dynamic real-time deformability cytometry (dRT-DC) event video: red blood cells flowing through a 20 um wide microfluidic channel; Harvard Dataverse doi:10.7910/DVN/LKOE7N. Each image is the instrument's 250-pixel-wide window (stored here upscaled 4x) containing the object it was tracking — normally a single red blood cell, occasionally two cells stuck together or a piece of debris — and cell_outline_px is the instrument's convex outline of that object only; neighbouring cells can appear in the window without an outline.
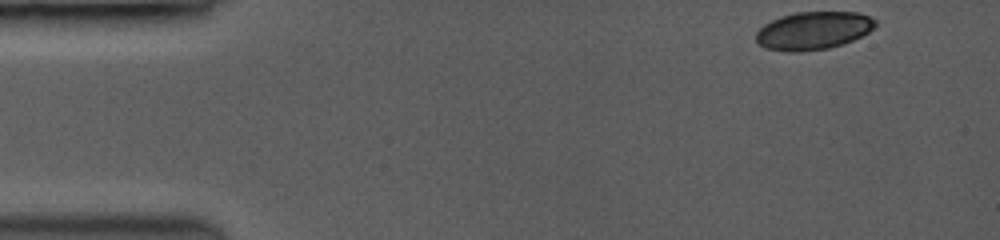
{"species": "common noctule bat (a hibernating species)", "species_latin": "Nyctalus noctula", "temperature_condition": "room temperature", "stored_images_in_passage": 50, "camera_frame_rate_fps": 3500, "um_per_image_px": 0.085, "animal": {"sex": "female", "body_mass_g": 19.0, "forearm_length_mm": 53.3}, "frame": {"image": 1, "passage_image": 1, "time_ms": 0.0, "image_size_px": [1000, 240], "cell_outline_px": [[876, 24], [868, 32], [852, 40], [828, 48], [764, 48], [756, 40], [756, 32], [764, 24], [772, 20], [796, 12], [856, 12], [868, 16], [876, 20]], "centroid_in_image_um": [69.17, 2.54], "position_along_channel_um": 15.8, "area_um2": 25.03}}
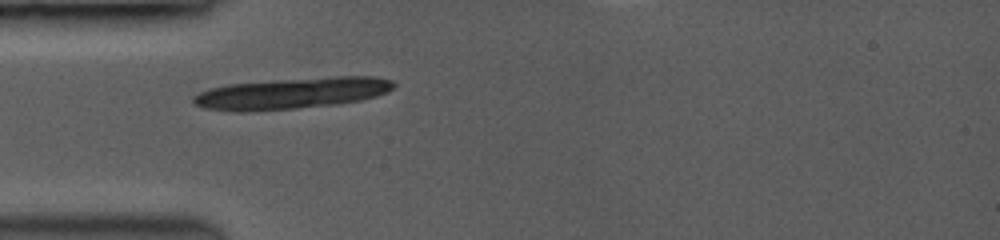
{"frame": {"image": 2, "passage_image": 14, "time_ms": 3.714, "image_size_px": [1000, 240], "cell_outline_px": [[396, 84], [392, 88], [376, 96], [360, 100], [332, 104], [292, 108], [240, 112], [208, 108], [196, 104], [192, 100], [192, 96], [200, 92], [212, 88], [232, 84], [340, 76], [372, 76], [392, 80]], "centroid_in_image_um": [24.82, 7.93], "position_along_channel_um": 60.2, "area_um2": 35.32}}
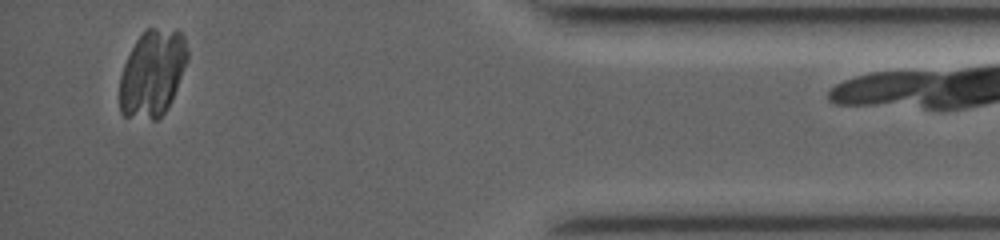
{"frame": {"image": 3, "passage_image": 49, "time_ms": 13.714, "image_size_px": [1000, 240], "cell_outline_px": [[188, 56], [176, 88], [168, 108], [156, 120], [152, 120], [124, 116], [120, 112], [120, 76], [124, 64], [136, 40], [148, 28], [176, 28], [184, 36], [188, 48]], "centroid_in_image_um": [12.95, 6.21], "position_along_channel_um": 422.2, "area_um2": 34.22}}